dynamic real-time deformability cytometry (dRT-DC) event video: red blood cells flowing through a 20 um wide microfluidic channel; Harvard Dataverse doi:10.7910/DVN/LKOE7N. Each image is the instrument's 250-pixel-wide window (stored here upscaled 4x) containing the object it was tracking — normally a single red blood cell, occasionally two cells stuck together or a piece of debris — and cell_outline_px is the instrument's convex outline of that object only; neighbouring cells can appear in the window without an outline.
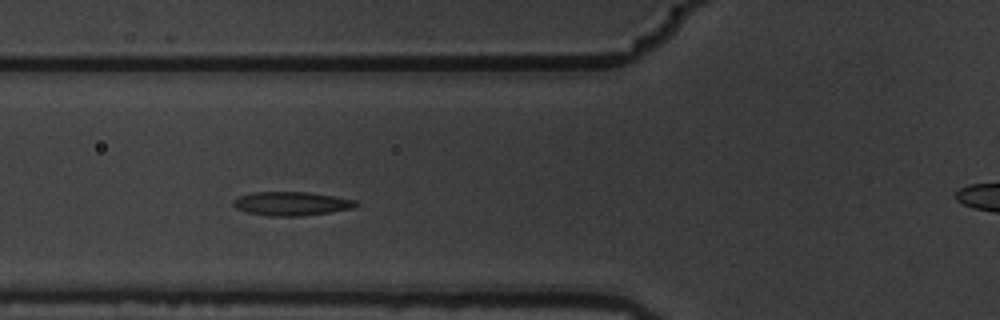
{"species": "common noctule bat (a hibernating species)", "species_latin": "Nyctalus noctula", "temperature_condition": "warm", "stored_images_in_passage": 14, "camera_frame_rate_fps": 3000, "um_per_image_px": 0.085, "animal": {"sex": "male", "body_mass_g": 19.5, "forearm_length_mm": 54.6}, "frame": {"image": 1, "passage_image": 4, "time_ms": 1.0, "image_size_px": [1000, 320], "cell_outline_px": [[360, 204], [352, 208], [328, 212], [300, 216], [268, 216], [248, 212], [236, 208], [232, 204], [232, 200], [240, 196], [252, 192], [308, 192], [356, 200]], "centroid_in_image_um": [24.75, 17.3], "position_along_channel_um": 101.1, "area_um2": 16.88}}
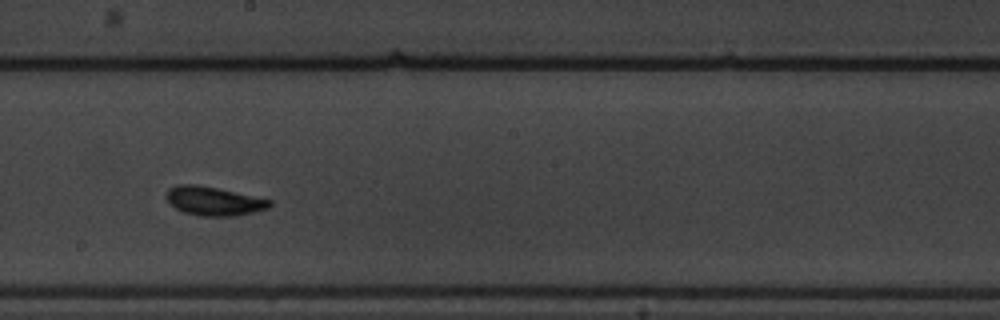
{"frame": {"image": 2, "passage_image": 7, "time_ms": 2.0, "image_size_px": [1000, 320], "cell_outline_px": [[272, 204], [268, 208], [236, 216], [200, 216], [184, 212], [176, 208], [164, 196], [168, 188], [176, 184], [196, 184], [216, 188], [272, 200]], "centroid_in_image_um": [18.14, 17.08], "position_along_channel_um": 230.1, "area_um2": 17.28}}
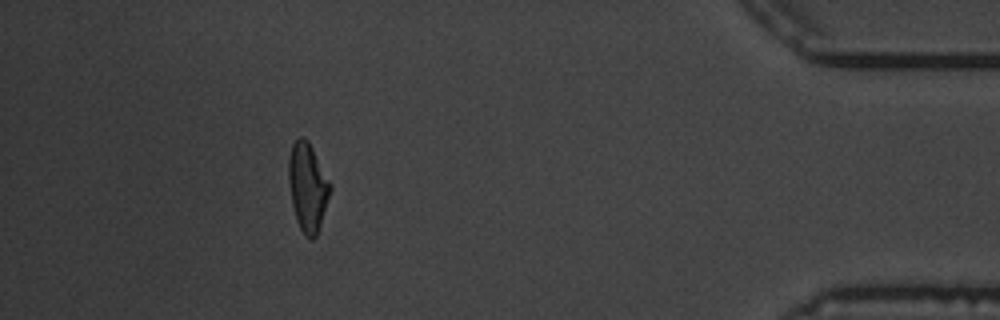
{"frame": {"image": 3, "passage_image": 14, "time_ms": 4.333, "image_size_px": [1000, 320], "cell_outline_px": [[332, 188], [316, 236], [312, 240], [304, 236], [296, 220], [292, 204], [288, 180], [288, 160], [292, 144], [300, 136], [304, 136], [308, 140], [332, 184]], "centroid_in_image_um": [26.15, 15.88], "position_along_channel_um": 409.1, "area_um2": 21.5}}